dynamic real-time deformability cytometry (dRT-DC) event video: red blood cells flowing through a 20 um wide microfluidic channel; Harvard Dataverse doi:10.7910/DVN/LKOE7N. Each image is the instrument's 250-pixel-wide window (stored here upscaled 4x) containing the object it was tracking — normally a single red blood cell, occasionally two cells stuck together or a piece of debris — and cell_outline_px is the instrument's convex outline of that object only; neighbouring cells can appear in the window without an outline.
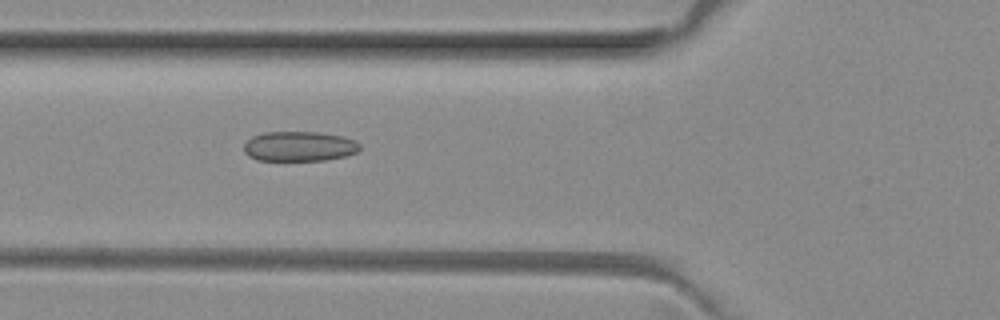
{"species": "common noctule bat (a hibernating species)", "species_latin": "Nyctalus noctula", "temperature_condition": "room temperature", "stored_images_in_passage": 5, "camera_frame_rate_fps": 3000, "um_per_image_px": 0.085, "animal": {"sex": "female", "body_mass_g": 29.2, "forearm_length_mm": 56.3}, "frame": {"image": 1, "passage_image": 2, "time_ms": 0.333, "image_size_px": [1000, 320], "cell_outline_px": [[360, 148], [356, 152], [348, 156], [324, 160], [256, 160], [248, 156], [244, 152], [244, 144], [252, 136], [264, 132], [320, 132], [344, 136], [356, 140], [360, 144]], "centroid_in_image_um": [25.46, 12.43], "position_along_channel_um": 100.3, "area_um2": 20.4}}
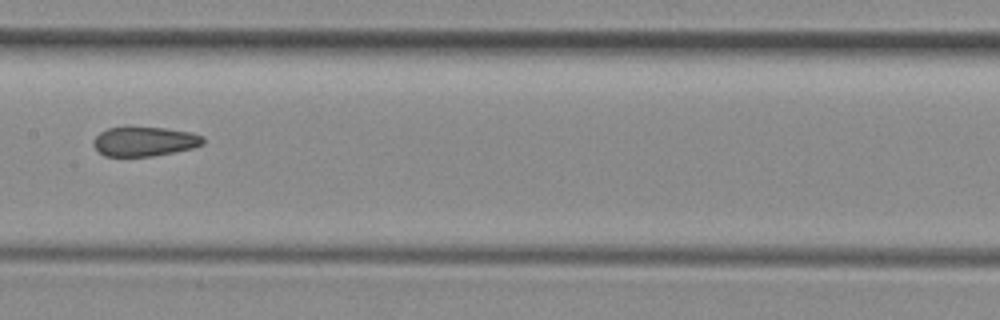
{"frame": {"image": 2, "passage_image": 4, "time_ms": 1.0, "image_size_px": [1000, 320], "cell_outline_px": [[204, 144], [192, 148], [152, 156], [104, 156], [92, 144], [92, 140], [100, 132], [108, 128], [164, 128], [192, 132], [204, 136]], "centroid_in_image_um": [12.29, 12.03], "position_along_channel_um": 195.1, "area_um2": 18.61}}
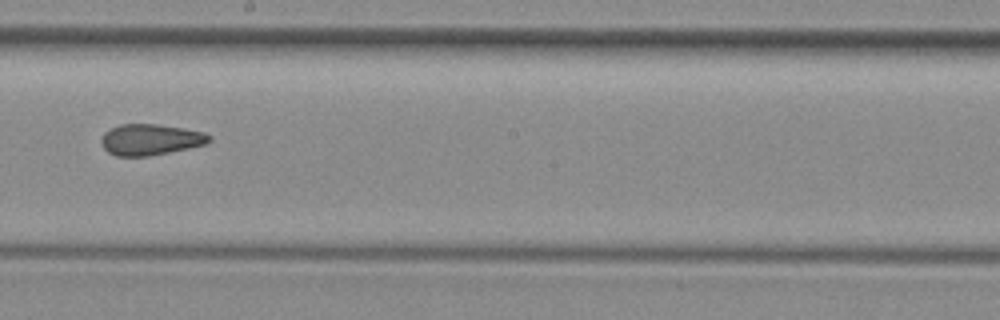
{"frame": {"image": 3, "passage_image": 5, "time_ms": 1.333, "image_size_px": [1000, 320], "cell_outline_px": [[212, 140], [204, 144], [188, 148], [148, 156], [116, 156], [108, 152], [104, 148], [100, 140], [104, 132], [120, 124], [156, 124], [184, 128], [204, 132], [212, 136]], "centroid_in_image_um": [12.78, 11.86], "position_along_channel_um": 235.4, "area_um2": 19.48}}